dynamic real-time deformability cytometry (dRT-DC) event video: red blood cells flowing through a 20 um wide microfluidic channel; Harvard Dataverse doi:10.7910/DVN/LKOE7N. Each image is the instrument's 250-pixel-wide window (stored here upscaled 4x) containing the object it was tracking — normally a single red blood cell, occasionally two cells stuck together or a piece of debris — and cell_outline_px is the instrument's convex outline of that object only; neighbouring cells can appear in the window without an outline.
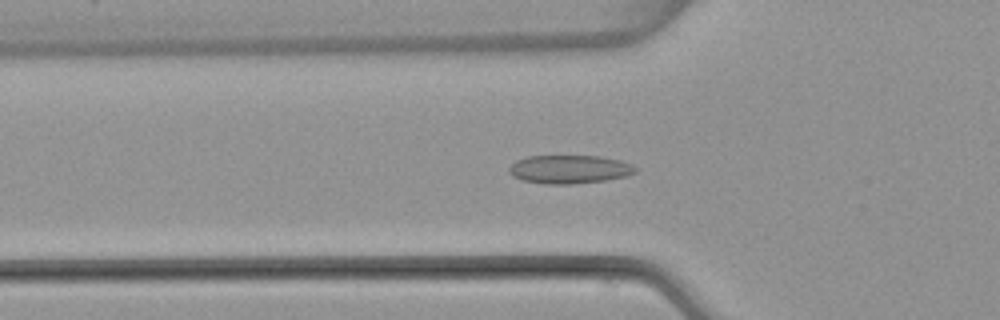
{"species": "common noctule bat (a hibernating species)", "species_latin": "Nyctalus noctula", "temperature_condition": "warm", "stored_images_in_passage": 52, "camera_frame_rate_fps": 3000, "um_per_image_px": 0.085, "animal": {"sex": "female", "body_mass_g": 22.7, "forearm_length_mm": 54.2}, "frame": {"image": 1, "passage_image": 18, "time_ms": 5.667, "image_size_px": [1000, 320], "cell_outline_px": [[636, 172], [628, 176], [604, 180], [572, 184], [544, 184], [520, 180], [512, 176], [508, 172], [508, 168], [516, 160], [528, 156], [600, 156], [620, 160], [632, 164], [636, 168]], "centroid_in_image_um": [48.38, 14.39], "position_along_channel_um": 77.4, "area_um2": 21.1}}
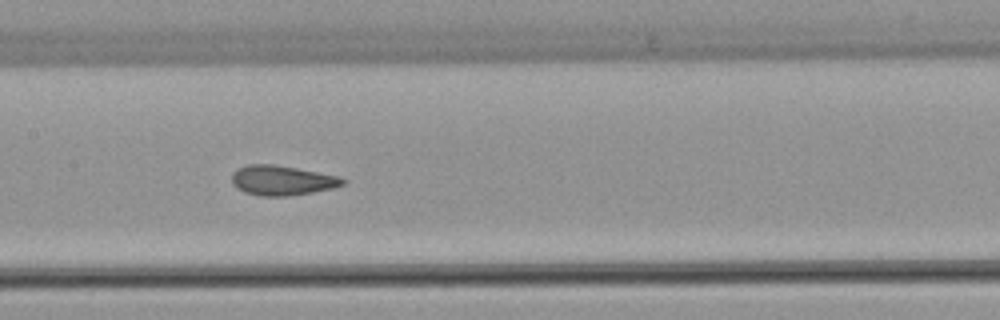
{"frame": {"image": 2, "passage_image": 26, "time_ms": 8.333, "image_size_px": [1000, 320], "cell_outline_px": [[348, 180], [344, 184], [332, 188], [312, 192], [288, 196], [260, 196], [244, 192], [236, 188], [232, 184], [232, 172], [248, 164], [272, 164], [296, 168], [340, 176]], "centroid_in_image_um": [23.97, 15.33], "position_along_channel_um": 183.4, "area_um2": 19.31}}
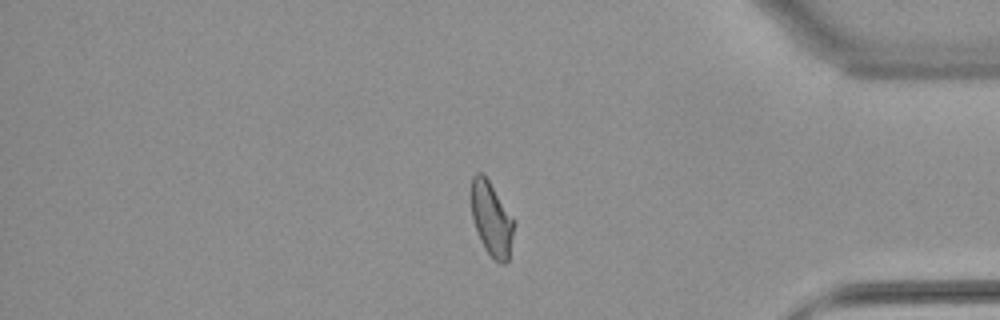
{"frame": {"image": 3, "passage_image": 44, "time_ms": 14.333, "image_size_px": [1000, 320], "cell_outline_px": [[516, 224], [508, 260], [504, 264], [500, 264], [484, 248], [480, 240], [472, 216], [472, 176], [476, 172], [480, 172], [488, 180]], "centroid_in_image_um": [41.79, 18.65], "position_along_channel_um": 393.4, "area_um2": 17.98}, "authors_computed_cell_mechanics": {"area_um2": 19.4497, "velocity_mm_per_s": 3.9519, "shape_relaxation_time_tau1_ms": 10.3768, "shape_relaxation_time_tau2_ms": 1.071, "deformation_change_tau1": 0.206, "deformation_change_tau2": 0.071}}